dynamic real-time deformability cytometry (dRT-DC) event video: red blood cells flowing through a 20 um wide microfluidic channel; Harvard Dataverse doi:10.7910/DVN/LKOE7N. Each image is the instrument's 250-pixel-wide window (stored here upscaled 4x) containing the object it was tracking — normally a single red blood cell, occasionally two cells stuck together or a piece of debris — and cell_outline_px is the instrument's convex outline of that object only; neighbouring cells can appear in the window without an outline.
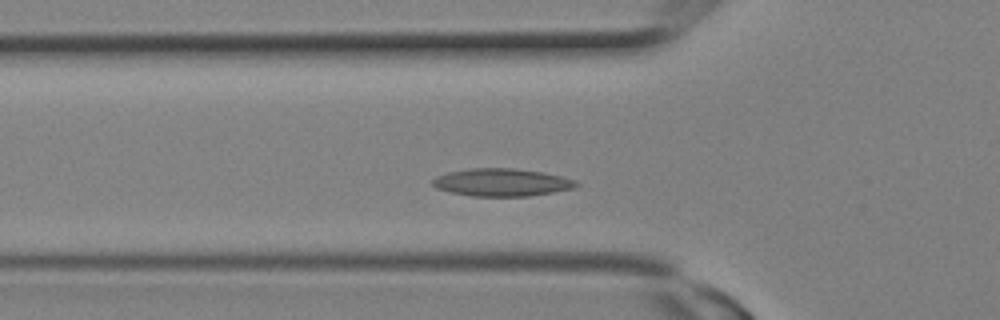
{"species": "Egyptian fruit bat (a non-hibernating species)", "species_latin": "Rousettus aegyptiacus", "temperature_condition": "room temperature", "stored_images_in_passage": 13, "camera_frame_rate_fps": 3000, "um_per_image_px": 0.085, "animal": {"sex": "female"}, "frame": {"image": 1, "passage_image": 6, "time_ms": 1.667, "image_size_px": [1000, 320], "cell_outline_px": [[580, 184], [572, 188], [552, 192], [528, 196], [472, 196], [452, 192], [436, 188], [432, 184], [432, 180], [436, 176], [448, 172], [468, 168], [516, 168], [544, 172], [576, 180]], "centroid_in_image_um": [42.64, 15.49], "position_along_channel_um": 83.2, "area_um2": 23.12}}
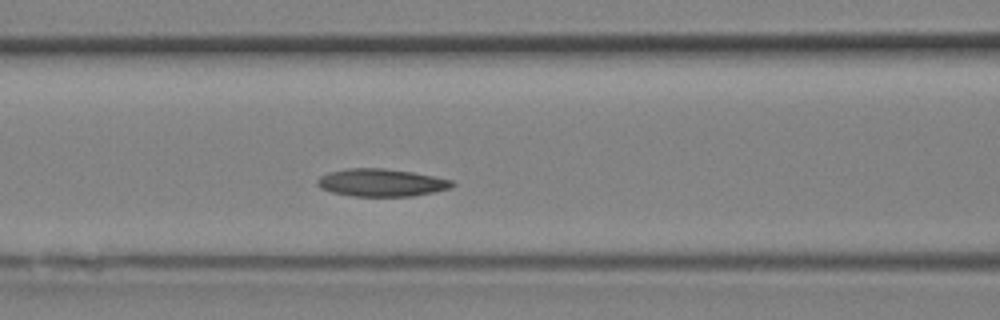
{"frame": {"image": 2, "passage_image": 8, "time_ms": 2.333, "image_size_px": [1000, 320], "cell_outline_px": [[456, 184], [452, 188], [412, 196], [352, 196], [332, 192], [320, 188], [316, 184], [316, 180], [320, 176], [328, 172], [344, 168], [384, 168], [412, 172], [452, 180]], "centroid_in_image_um": [32.38, 15.52], "position_along_channel_um": 134.2, "area_um2": 21.79}}
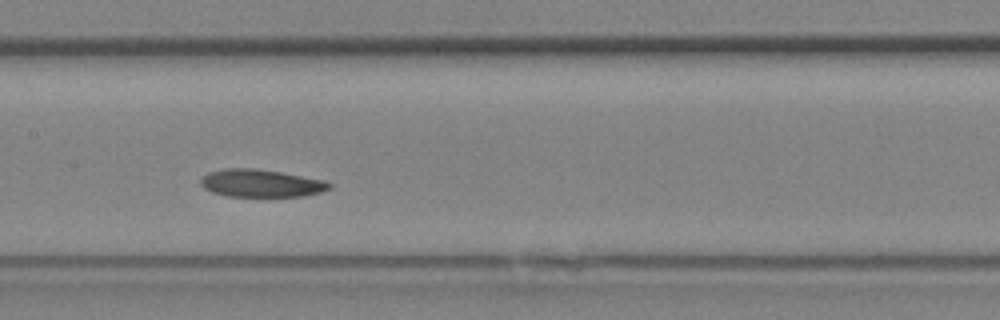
{"frame": {"image": 3, "passage_image": 10, "time_ms": 3.0, "image_size_px": [1000, 320], "cell_outline_px": [[332, 188], [320, 192], [304, 196], [228, 196], [212, 192], [204, 188], [200, 184], [200, 180], [208, 172], [224, 168], [256, 168], [280, 172], [324, 180], [332, 184]], "centroid_in_image_um": [22.18, 15.57], "position_along_channel_um": 185.2, "area_um2": 20.69}}